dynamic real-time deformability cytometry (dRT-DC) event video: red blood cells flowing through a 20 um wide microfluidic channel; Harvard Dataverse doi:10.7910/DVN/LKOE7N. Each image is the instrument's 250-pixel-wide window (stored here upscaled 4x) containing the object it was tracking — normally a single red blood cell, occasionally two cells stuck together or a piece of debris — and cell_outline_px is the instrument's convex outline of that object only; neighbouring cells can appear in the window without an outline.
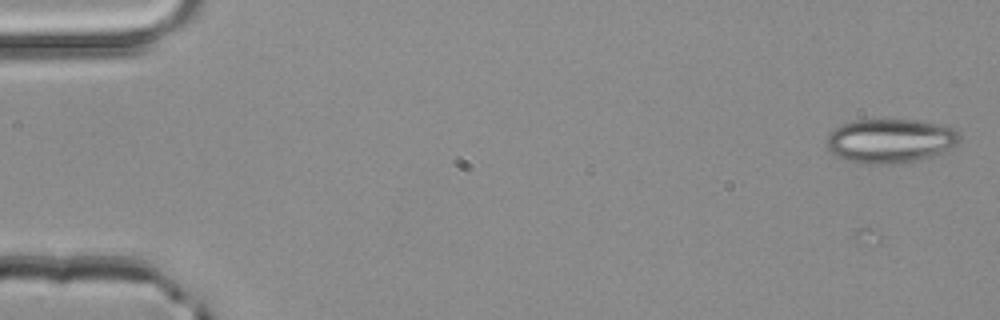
{"species": "common noctule bat (a hibernating species)", "species_latin": "Nyctalus noctula", "temperature_condition": "room temperature", "stored_images_in_passage": 5, "camera_frame_rate_fps": 3000, "um_per_image_px": 0.085, "animal": {"sex": "male", "body_mass_g": 20.4}, "frame": {"image": 1, "passage_image": 1, "time_ms": 0.0, "image_size_px": [1000, 320], "cell_outline_px": [[960, 140], [952, 148], [916, 160], [888, 164], [856, 164], [836, 156], [828, 148], [828, 136], [836, 128], [844, 124], [856, 120], [916, 120], [936, 124], [952, 128], [960, 136]], "centroid_in_image_um": [75.65, 11.98], "position_along_channel_um": 9.4, "area_um2": 33.64}}
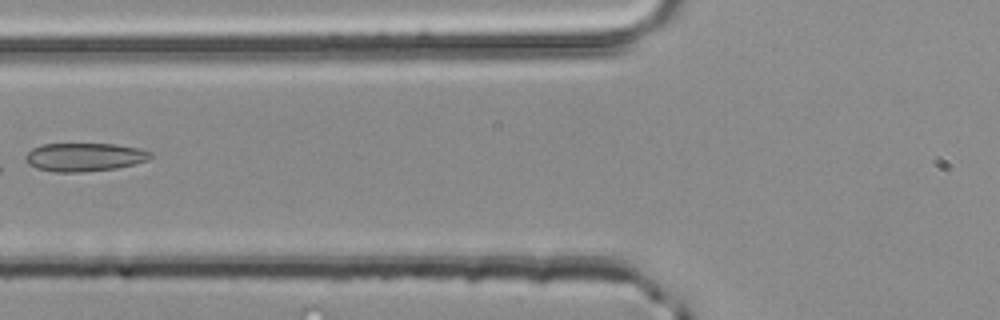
{"frame": {"image": 2, "passage_image": 5, "time_ms": 1.333, "image_size_px": [1000, 320], "cell_outline_px": [[152, 156], [148, 160], [116, 168], [80, 172], [52, 172], [36, 168], [28, 164], [24, 160], [24, 156], [32, 148], [44, 144], [116, 144], [140, 148], [152, 152]], "centroid_in_image_um": [7.15, 13.35], "position_along_channel_um": 118.6, "area_um2": 20.75}}